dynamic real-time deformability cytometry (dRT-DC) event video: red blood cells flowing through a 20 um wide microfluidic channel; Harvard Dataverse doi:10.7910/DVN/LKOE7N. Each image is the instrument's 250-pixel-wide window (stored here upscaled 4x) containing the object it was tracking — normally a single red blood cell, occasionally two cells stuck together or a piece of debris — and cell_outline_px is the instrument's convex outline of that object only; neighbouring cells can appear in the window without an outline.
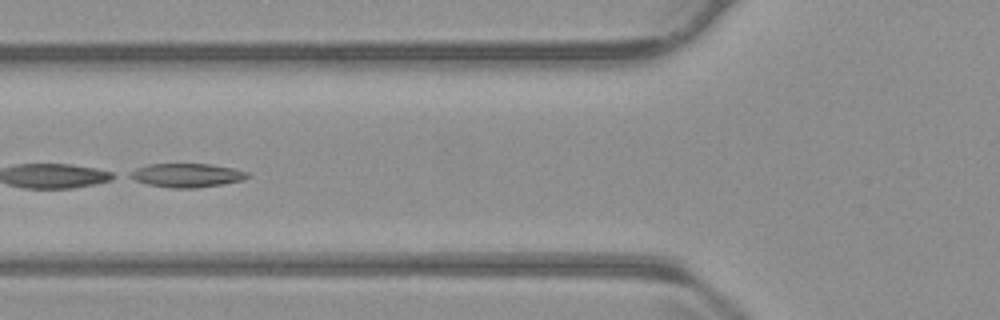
{"species": "common noctule bat (a hibernating species)", "species_latin": "Nyctalus noctula", "temperature_condition": "warm", "stored_images_in_passage": 6, "camera_frame_rate_fps": 3000, "um_per_image_px": 0.085, "animal": {"sex": "male", "body_mass_g": 23.1, "forearm_length_mm": 52.7}, "frame": {"image": 1, "passage_image": 4, "time_ms": 1.0, "image_size_px": [1000, 320], "cell_outline_px": [[252, 176], [244, 180], [224, 184], [196, 188], [172, 188], [148, 184], [136, 180], [128, 176], [128, 172], [136, 168], [148, 164], [212, 164], [236, 168], [248, 172]], "centroid_in_image_um": [15.94, 14.89], "position_along_channel_um": 109.9, "area_um2": 16.53}}